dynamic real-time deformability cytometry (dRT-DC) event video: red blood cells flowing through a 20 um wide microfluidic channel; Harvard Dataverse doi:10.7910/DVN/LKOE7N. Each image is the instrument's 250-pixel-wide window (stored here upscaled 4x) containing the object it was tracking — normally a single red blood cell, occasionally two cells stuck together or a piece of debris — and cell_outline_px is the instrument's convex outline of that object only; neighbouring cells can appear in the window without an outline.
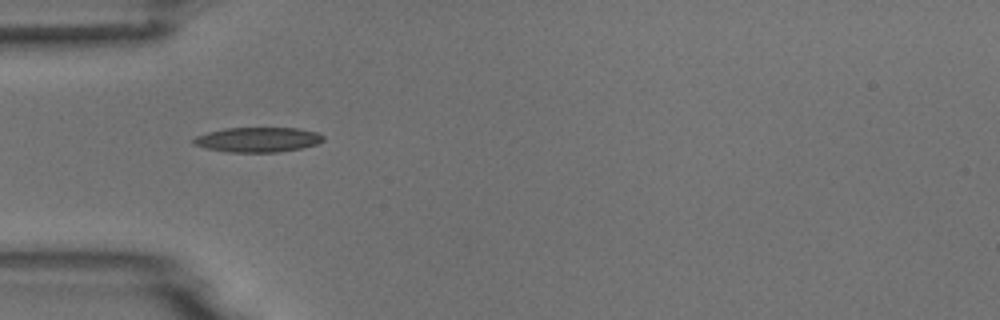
{"species": "common noctule bat (a hibernating species)", "species_latin": "Nyctalus noctula", "temperature_condition": "room temperature", "stored_images_in_passage": 2, "camera_frame_rate_fps": 3000, "um_per_image_px": 0.085, "animal": {"sex": "male", "body_mass_g": 18.8}, "frame": {"image": 1, "passage_image": 1, "time_ms": 0.0, "image_size_px": [1000, 320], "cell_outline_px": [[324, 140], [316, 144], [300, 148], [276, 152], [228, 152], [208, 148], [192, 144], [192, 140], [196, 136], [208, 132], [224, 128], [296, 128], [316, 132], [324, 136]], "centroid_in_image_um": [21.89, 11.86], "position_along_channel_um": 63.1, "area_um2": 18.61}}